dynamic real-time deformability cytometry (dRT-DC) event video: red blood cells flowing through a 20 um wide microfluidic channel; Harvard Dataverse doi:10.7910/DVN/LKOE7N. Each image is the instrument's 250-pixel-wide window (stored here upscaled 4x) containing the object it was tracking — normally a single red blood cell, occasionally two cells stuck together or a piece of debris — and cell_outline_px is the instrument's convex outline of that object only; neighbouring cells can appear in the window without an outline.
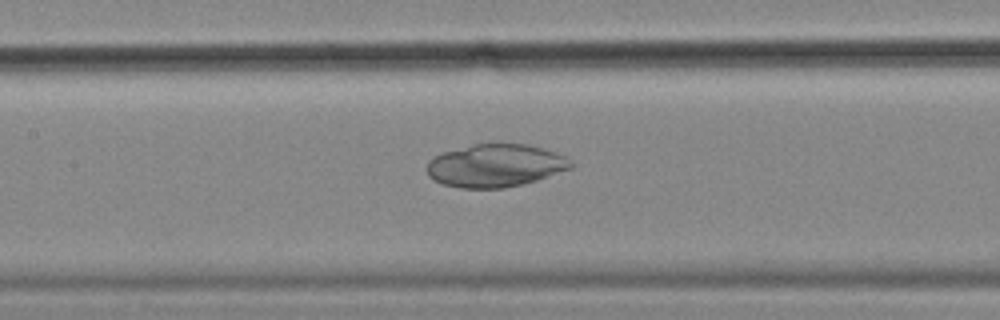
{"species": "common noctule bat (a hibernating species)", "species_latin": "Nyctalus noctula", "temperature_condition": "cold", "stored_images_in_passage": 16, "camera_frame_rate_fps": 3000, "um_per_image_px": 0.085, "animal": {"sex": "female", "body_mass_g": 18.4}, "frame": {"image": 1, "passage_image": 14, "time_ms": 4.333, "image_size_px": [1000, 320], "cell_outline_px": [[576, 164], [572, 168], [536, 180], [504, 188], [460, 188], [444, 184], [432, 180], [428, 176], [424, 168], [428, 160], [432, 156], [444, 152], [472, 144], [528, 144], [556, 152], [572, 160]], "centroid_in_image_um": [42.08, 14.07], "position_along_channel_um": 165.3, "area_um2": 36.24}}